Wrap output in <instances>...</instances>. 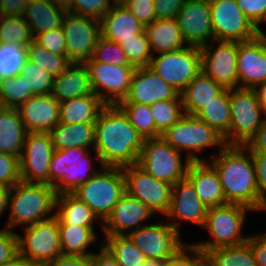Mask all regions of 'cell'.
Segmentation results:
<instances>
[{"mask_svg": "<svg viewBox=\"0 0 266 266\" xmlns=\"http://www.w3.org/2000/svg\"><path fill=\"white\" fill-rule=\"evenodd\" d=\"M145 139L118 105H106L95 122L94 150L100 167H125L138 162Z\"/></svg>", "mask_w": 266, "mask_h": 266, "instance_id": "1", "label": "cell"}, {"mask_svg": "<svg viewBox=\"0 0 266 266\" xmlns=\"http://www.w3.org/2000/svg\"><path fill=\"white\" fill-rule=\"evenodd\" d=\"M218 152L209 163L219 175L226 202L241 204L253 211L266 210V201L258 190L251 151L245 145H225Z\"/></svg>", "mask_w": 266, "mask_h": 266, "instance_id": "2", "label": "cell"}, {"mask_svg": "<svg viewBox=\"0 0 266 266\" xmlns=\"http://www.w3.org/2000/svg\"><path fill=\"white\" fill-rule=\"evenodd\" d=\"M56 197L49 184L19 181L10 190V214L5 227L12 230L18 225L27 227L52 218L55 214H50L56 210Z\"/></svg>", "mask_w": 266, "mask_h": 266, "instance_id": "3", "label": "cell"}, {"mask_svg": "<svg viewBox=\"0 0 266 266\" xmlns=\"http://www.w3.org/2000/svg\"><path fill=\"white\" fill-rule=\"evenodd\" d=\"M250 210L253 211L247 206L234 203L208 208L203 229L209 231L212 240L191 245L205 252L246 243L249 236H243L242 230L246 211Z\"/></svg>", "mask_w": 266, "mask_h": 266, "instance_id": "4", "label": "cell"}, {"mask_svg": "<svg viewBox=\"0 0 266 266\" xmlns=\"http://www.w3.org/2000/svg\"><path fill=\"white\" fill-rule=\"evenodd\" d=\"M101 171L72 193L103 222L126 190L121 167L103 166Z\"/></svg>", "mask_w": 266, "mask_h": 266, "instance_id": "5", "label": "cell"}, {"mask_svg": "<svg viewBox=\"0 0 266 266\" xmlns=\"http://www.w3.org/2000/svg\"><path fill=\"white\" fill-rule=\"evenodd\" d=\"M92 167L85 147L55 150L49 162V185L57 195L72 193L98 172Z\"/></svg>", "mask_w": 266, "mask_h": 266, "instance_id": "6", "label": "cell"}, {"mask_svg": "<svg viewBox=\"0 0 266 266\" xmlns=\"http://www.w3.org/2000/svg\"><path fill=\"white\" fill-rule=\"evenodd\" d=\"M181 153L182 151L173 148L161 136L145 139L137 165L155 179L174 185L186 178L188 167L192 162L186 157L183 163Z\"/></svg>", "mask_w": 266, "mask_h": 266, "instance_id": "7", "label": "cell"}, {"mask_svg": "<svg viewBox=\"0 0 266 266\" xmlns=\"http://www.w3.org/2000/svg\"><path fill=\"white\" fill-rule=\"evenodd\" d=\"M229 132L223 137L226 145H246L263 124L261 103L254 89H229Z\"/></svg>", "mask_w": 266, "mask_h": 266, "instance_id": "8", "label": "cell"}, {"mask_svg": "<svg viewBox=\"0 0 266 266\" xmlns=\"http://www.w3.org/2000/svg\"><path fill=\"white\" fill-rule=\"evenodd\" d=\"M161 137L176 150L189 151L187 157L191 161H203L196 155V151L201 152L204 148L212 146L219 147L220 151L226 145L223 136L214 128L196 116L186 114L170 126Z\"/></svg>", "mask_w": 266, "mask_h": 266, "instance_id": "9", "label": "cell"}, {"mask_svg": "<svg viewBox=\"0 0 266 266\" xmlns=\"http://www.w3.org/2000/svg\"><path fill=\"white\" fill-rule=\"evenodd\" d=\"M23 229L24 237L17 233L18 254L36 266H44L47 262L63 255L56 216Z\"/></svg>", "mask_w": 266, "mask_h": 266, "instance_id": "10", "label": "cell"}, {"mask_svg": "<svg viewBox=\"0 0 266 266\" xmlns=\"http://www.w3.org/2000/svg\"><path fill=\"white\" fill-rule=\"evenodd\" d=\"M174 222L145 225L127 236L147 260L168 261L187 245L180 241L179 220Z\"/></svg>", "mask_w": 266, "mask_h": 266, "instance_id": "11", "label": "cell"}, {"mask_svg": "<svg viewBox=\"0 0 266 266\" xmlns=\"http://www.w3.org/2000/svg\"><path fill=\"white\" fill-rule=\"evenodd\" d=\"M149 67L180 94L202 71L200 48L187 45L158 57L153 55Z\"/></svg>", "mask_w": 266, "mask_h": 266, "instance_id": "12", "label": "cell"}, {"mask_svg": "<svg viewBox=\"0 0 266 266\" xmlns=\"http://www.w3.org/2000/svg\"><path fill=\"white\" fill-rule=\"evenodd\" d=\"M209 3L214 41L246 42L259 35L236 0H209Z\"/></svg>", "mask_w": 266, "mask_h": 266, "instance_id": "13", "label": "cell"}, {"mask_svg": "<svg viewBox=\"0 0 266 266\" xmlns=\"http://www.w3.org/2000/svg\"><path fill=\"white\" fill-rule=\"evenodd\" d=\"M84 64L89 72L93 93L106 105H118L125 99L135 67L97 61H86Z\"/></svg>", "mask_w": 266, "mask_h": 266, "instance_id": "14", "label": "cell"}, {"mask_svg": "<svg viewBox=\"0 0 266 266\" xmlns=\"http://www.w3.org/2000/svg\"><path fill=\"white\" fill-rule=\"evenodd\" d=\"M66 38V57L71 63H85L101 36L100 20L66 12L62 22Z\"/></svg>", "mask_w": 266, "mask_h": 266, "instance_id": "15", "label": "cell"}, {"mask_svg": "<svg viewBox=\"0 0 266 266\" xmlns=\"http://www.w3.org/2000/svg\"><path fill=\"white\" fill-rule=\"evenodd\" d=\"M126 192L143 202L154 214L168 212L172 187L146 173L137 164L122 167Z\"/></svg>", "mask_w": 266, "mask_h": 266, "instance_id": "16", "label": "cell"}, {"mask_svg": "<svg viewBox=\"0 0 266 266\" xmlns=\"http://www.w3.org/2000/svg\"><path fill=\"white\" fill-rule=\"evenodd\" d=\"M218 42L217 48L209 44L200 47L202 72L224 89H237L238 41Z\"/></svg>", "mask_w": 266, "mask_h": 266, "instance_id": "17", "label": "cell"}, {"mask_svg": "<svg viewBox=\"0 0 266 266\" xmlns=\"http://www.w3.org/2000/svg\"><path fill=\"white\" fill-rule=\"evenodd\" d=\"M54 151L49 133L27 132L19 158L21 181L49 184V162Z\"/></svg>", "mask_w": 266, "mask_h": 266, "instance_id": "18", "label": "cell"}, {"mask_svg": "<svg viewBox=\"0 0 266 266\" xmlns=\"http://www.w3.org/2000/svg\"><path fill=\"white\" fill-rule=\"evenodd\" d=\"M258 36L238 42V88L255 89L266 82V34L258 29Z\"/></svg>", "mask_w": 266, "mask_h": 266, "instance_id": "19", "label": "cell"}, {"mask_svg": "<svg viewBox=\"0 0 266 266\" xmlns=\"http://www.w3.org/2000/svg\"><path fill=\"white\" fill-rule=\"evenodd\" d=\"M176 20L186 45L200 48L214 40L209 0H186Z\"/></svg>", "mask_w": 266, "mask_h": 266, "instance_id": "20", "label": "cell"}, {"mask_svg": "<svg viewBox=\"0 0 266 266\" xmlns=\"http://www.w3.org/2000/svg\"><path fill=\"white\" fill-rule=\"evenodd\" d=\"M152 215L154 213L143 202L125 192L107 218L101 222V228L105 236L127 235L147 225L141 223Z\"/></svg>", "mask_w": 266, "mask_h": 266, "instance_id": "21", "label": "cell"}, {"mask_svg": "<svg viewBox=\"0 0 266 266\" xmlns=\"http://www.w3.org/2000/svg\"><path fill=\"white\" fill-rule=\"evenodd\" d=\"M178 95L179 93L150 67H143L135 69L128 95L121 102L150 106L157 101L174 99Z\"/></svg>", "mask_w": 266, "mask_h": 266, "instance_id": "22", "label": "cell"}, {"mask_svg": "<svg viewBox=\"0 0 266 266\" xmlns=\"http://www.w3.org/2000/svg\"><path fill=\"white\" fill-rule=\"evenodd\" d=\"M17 109L27 132L49 133L59 123L60 102L51 94L34 95Z\"/></svg>", "mask_w": 266, "mask_h": 266, "instance_id": "23", "label": "cell"}, {"mask_svg": "<svg viewBox=\"0 0 266 266\" xmlns=\"http://www.w3.org/2000/svg\"><path fill=\"white\" fill-rule=\"evenodd\" d=\"M208 208L201 202L192 183L184 178L172 187V196L168 212L170 218L184 220L203 227Z\"/></svg>", "mask_w": 266, "mask_h": 266, "instance_id": "24", "label": "cell"}, {"mask_svg": "<svg viewBox=\"0 0 266 266\" xmlns=\"http://www.w3.org/2000/svg\"><path fill=\"white\" fill-rule=\"evenodd\" d=\"M186 178L192 183L195 192L207 208L227 204L219 175L207 161H192Z\"/></svg>", "mask_w": 266, "mask_h": 266, "instance_id": "25", "label": "cell"}, {"mask_svg": "<svg viewBox=\"0 0 266 266\" xmlns=\"http://www.w3.org/2000/svg\"><path fill=\"white\" fill-rule=\"evenodd\" d=\"M101 36L117 44L135 39L145 26L124 5H113L100 19Z\"/></svg>", "mask_w": 266, "mask_h": 266, "instance_id": "26", "label": "cell"}, {"mask_svg": "<svg viewBox=\"0 0 266 266\" xmlns=\"http://www.w3.org/2000/svg\"><path fill=\"white\" fill-rule=\"evenodd\" d=\"M50 94L59 102L94 94L86 65L71 63L65 71L54 77Z\"/></svg>", "mask_w": 266, "mask_h": 266, "instance_id": "27", "label": "cell"}, {"mask_svg": "<svg viewBox=\"0 0 266 266\" xmlns=\"http://www.w3.org/2000/svg\"><path fill=\"white\" fill-rule=\"evenodd\" d=\"M224 88L202 71L180 93L184 114L195 116L206 104L214 100Z\"/></svg>", "mask_w": 266, "mask_h": 266, "instance_id": "28", "label": "cell"}, {"mask_svg": "<svg viewBox=\"0 0 266 266\" xmlns=\"http://www.w3.org/2000/svg\"><path fill=\"white\" fill-rule=\"evenodd\" d=\"M26 134L18 109L0 107V152L20 158Z\"/></svg>", "mask_w": 266, "mask_h": 266, "instance_id": "29", "label": "cell"}, {"mask_svg": "<svg viewBox=\"0 0 266 266\" xmlns=\"http://www.w3.org/2000/svg\"><path fill=\"white\" fill-rule=\"evenodd\" d=\"M106 104L95 94L60 102L59 122L64 124L95 123Z\"/></svg>", "mask_w": 266, "mask_h": 266, "instance_id": "30", "label": "cell"}, {"mask_svg": "<svg viewBox=\"0 0 266 266\" xmlns=\"http://www.w3.org/2000/svg\"><path fill=\"white\" fill-rule=\"evenodd\" d=\"M66 11L52 5L48 0L28 2L23 15L33 36L62 27Z\"/></svg>", "mask_w": 266, "mask_h": 266, "instance_id": "31", "label": "cell"}, {"mask_svg": "<svg viewBox=\"0 0 266 266\" xmlns=\"http://www.w3.org/2000/svg\"><path fill=\"white\" fill-rule=\"evenodd\" d=\"M151 50L166 53L182 49L186 44L182 38L176 18L155 19L145 26Z\"/></svg>", "mask_w": 266, "mask_h": 266, "instance_id": "32", "label": "cell"}, {"mask_svg": "<svg viewBox=\"0 0 266 266\" xmlns=\"http://www.w3.org/2000/svg\"><path fill=\"white\" fill-rule=\"evenodd\" d=\"M55 150H65L72 147L94 146L95 123L64 124L58 123L50 132Z\"/></svg>", "mask_w": 266, "mask_h": 266, "instance_id": "33", "label": "cell"}, {"mask_svg": "<svg viewBox=\"0 0 266 266\" xmlns=\"http://www.w3.org/2000/svg\"><path fill=\"white\" fill-rule=\"evenodd\" d=\"M56 209L58 211H56L55 216L58 219V224L93 227L96 219H98L92 210L73 193L57 195Z\"/></svg>", "mask_w": 266, "mask_h": 266, "instance_id": "34", "label": "cell"}, {"mask_svg": "<svg viewBox=\"0 0 266 266\" xmlns=\"http://www.w3.org/2000/svg\"><path fill=\"white\" fill-rule=\"evenodd\" d=\"M60 244L63 255L84 256L92 255L87 248L94 243L96 234L93 227L59 224Z\"/></svg>", "mask_w": 266, "mask_h": 266, "instance_id": "35", "label": "cell"}, {"mask_svg": "<svg viewBox=\"0 0 266 266\" xmlns=\"http://www.w3.org/2000/svg\"><path fill=\"white\" fill-rule=\"evenodd\" d=\"M229 89H224L214 100L206 104L195 116L214 128L223 137L229 132Z\"/></svg>", "mask_w": 266, "mask_h": 266, "instance_id": "36", "label": "cell"}, {"mask_svg": "<svg viewBox=\"0 0 266 266\" xmlns=\"http://www.w3.org/2000/svg\"><path fill=\"white\" fill-rule=\"evenodd\" d=\"M206 266H257L248 242L205 251Z\"/></svg>", "mask_w": 266, "mask_h": 266, "instance_id": "37", "label": "cell"}, {"mask_svg": "<svg viewBox=\"0 0 266 266\" xmlns=\"http://www.w3.org/2000/svg\"><path fill=\"white\" fill-rule=\"evenodd\" d=\"M103 246L120 266H143L147 259L127 235L105 236Z\"/></svg>", "mask_w": 266, "mask_h": 266, "instance_id": "38", "label": "cell"}, {"mask_svg": "<svg viewBox=\"0 0 266 266\" xmlns=\"http://www.w3.org/2000/svg\"><path fill=\"white\" fill-rule=\"evenodd\" d=\"M118 106L128 116L131 125L144 139L160 137L155 128V122L150 111V106L136 102H120Z\"/></svg>", "mask_w": 266, "mask_h": 266, "instance_id": "39", "label": "cell"}, {"mask_svg": "<svg viewBox=\"0 0 266 266\" xmlns=\"http://www.w3.org/2000/svg\"><path fill=\"white\" fill-rule=\"evenodd\" d=\"M27 60L54 77L60 75L71 64L66 55H57L45 49L34 40L26 47Z\"/></svg>", "mask_w": 266, "mask_h": 266, "instance_id": "40", "label": "cell"}, {"mask_svg": "<svg viewBox=\"0 0 266 266\" xmlns=\"http://www.w3.org/2000/svg\"><path fill=\"white\" fill-rule=\"evenodd\" d=\"M150 111L155 122V128L162 135L184 115L181 94L174 99L153 103L150 105Z\"/></svg>", "mask_w": 266, "mask_h": 266, "instance_id": "41", "label": "cell"}, {"mask_svg": "<svg viewBox=\"0 0 266 266\" xmlns=\"http://www.w3.org/2000/svg\"><path fill=\"white\" fill-rule=\"evenodd\" d=\"M34 40L23 16H3L0 22V42L27 47Z\"/></svg>", "mask_w": 266, "mask_h": 266, "instance_id": "42", "label": "cell"}, {"mask_svg": "<svg viewBox=\"0 0 266 266\" xmlns=\"http://www.w3.org/2000/svg\"><path fill=\"white\" fill-rule=\"evenodd\" d=\"M28 92L26 79L19 74L15 77L0 78V107L18 108L34 96Z\"/></svg>", "mask_w": 266, "mask_h": 266, "instance_id": "43", "label": "cell"}, {"mask_svg": "<svg viewBox=\"0 0 266 266\" xmlns=\"http://www.w3.org/2000/svg\"><path fill=\"white\" fill-rule=\"evenodd\" d=\"M26 61V47L0 42V78L19 75Z\"/></svg>", "mask_w": 266, "mask_h": 266, "instance_id": "44", "label": "cell"}, {"mask_svg": "<svg viewBox=\"0 0 266 266\" xmlns=\"http://www.w3.org/2000/svg\"><path fill=\"white\" fill-rule=\"evenodd\" d=\"M128 63L135 68L149 67L153 54L145 30L135 39L125 40L120 44Z\"/></svg>", "mask_w": 266, "mask_h": 266, "instance_id": "45", "label": "cell"}, {"mask_svg": "<svg viewBox=\"0 0 266 266\" xmlns=\"http://www.w3.org/2000/svg\"><path fill=\"white\" fill-rule=\"evenodd\" d=\"M20 75L23 79H26L28 92H33L35 95L51 93L54 76L35 63L27 60L22 67Z\"/></svg>", "mask_w": 266, "mask_h": 266, "instance_id": "46", "label": "cell"}, {"mask_svg": "<svg viewBox=\"0 0 266 266\" xmlns=\"http://www.w3.org/2000/svg\"><path fill=\"white\" fill-rule=\"evenodd\" d=\"M88 61H97L105 64L131 66L120 44L100 36L92 57Z\"/></svg>", "mask_w": 266, "mask_h": 266, "instance_id": "47", "label": "cell"}, {"mask_svg": "<svg viewBox=\"0 0 266 266\" xmlns=\"http://www.w3.org/2000/svg\"><path fill=\"white\" fill-rule=\"evenodd\" d=\"M111 0H72L70 12L100 20L113 5Z\"/></svg>", "mask_w": 266, "mask_h": 266, "instance_id": "48", "label": "cell"}, {"mask_svg": "<svg viewBox=\"0 0 266 266\" xmlns=\"http://www.w3.org/2000/svg\"><path fill=\"white\" fill-rule=\"evenodd\" d=\"M21 181L19 157L0 152V185L13 187Z\"/></svg>", "mask_w": 266, "mask_h": 266, "instance_id": "49", "label": "cell"}, {"mask_svg": "<svg viewBox=\"0 0 266 266\" xmlns=\"http://www.w3.org/2000/svg\"><path fill=\"white\" fill-rule=\"evenodd\" d=\"M34 41L54 54L66 55V38L62 27L35 35Z\"/></svg>", "mask_w": 266, "mask_h": 266, "instance_id": "50", "label": "cell"}, {"mask_svg": "<svg viewBox=\"0 0 266 266\" xmlns=\"http://www.w3.org/2000/svg\"><path fill=\"white\" fill-rule=\"evenodd\" d=\"M190 252V255L187 253ZM192 255V257H190ZM168 266H206L205 253L187 243L175 256L168 260Z\"/></svg>", "mask_w": 266, "mask_h": 266, "instance_id": "51", "label": "cell"}, {"mask_svg": "<svg viewBox=\"0 0 266 266\" xmlns=\"http://www.w3.org/2000/svg\"><path fill=\"white\" fill-rule=\"evenodd\" d=\"M236 3L246 17L259 29L261 22L266 20V0H236Z\"/></svg>", "mask_w": 266, "mask_h": 266, "instance_id": "52", "label": "cell"}, {"mask_svg": "<svg viewBox=\"0 0 266 266\" xmlns=\"http://www.w3.org/2000/svg\"><path fill=\"white\" fill-rule=\"evenodd\" d=\"M18 255L17 233L6 227L0 230V265Z\"/></svg>", "mask_w": 266, "mask_h": 266, "instance_id": "53", "label": "cell"}, {"mask_svg": "<svg viewBox=\"0 0 266 266\" xmlns=\"http://www.w3.org/2000/svg\"><path fill=\"white\" fill-rule=\"evenodd\" d=\"M154 3V0H129L124 6L146 26L156 19Z\"/></svg>", "mask_w": 266, "mask_h": 266, "instance_id": "54", "label": "cell"}, {"mask_svg": "<svg viewBox=\"0 0 266 266\" xmlns=\"http://www.w3.org/2000/svg\"><path fill=\"white\" fill-rule=\"evenodd\" d=\"M156 19L176 18L186 0H154Z\"/></svg>", "mask_w": 266, "mask_h": 266, "instance_id": "55", "label": "cell"}, {"mask_svg": "<svg viewBox=\"0 0 266 266\" xmlns=\"http://www.w3.org/2000/svg\"><path fill=\"white\" fill-rule=\"evenodd\" d=\"M260 196L266 201V153L251 152Z\"/></svg>", "mask_w": 266, "mask_h": 266, "instance_id": "56", "label": "cell"}, {"mask_svg": "<svg viewBox=\"0 0 266 266\" xmlns=\"http://www.w3.org/2000/svg\"><path fill=\"white\" fill-rule=\"evenodd\" d=\"M44 266H93L92 255H61L47 262Z\"/></svg>", "mask_w": 266, "mask_h": 266, "instance_id": "57", "label": "cell"}, {"mask_svg": "<svg viewBox=\"0 0 266 266\" xmlns=\"http://www.w3.org/2000/svg\"><path fill=\"white\" fill-rule=\"evenodd\" d=\"M247 242L251 246L257 266H266V233L260 236H249Z\"/></svg>", "mask_w": 266, "mask_h": 266, "instance_id": "58", "label": "cell"}, {"mask_svg": "<svg viewBox=\"0 0 266 266\" xmlns=\"http://www.w3.org/2000/svg\"><path fill=\"white\" fill-rule=\"evenodd\" d=\"M28 0H0L3 16H23Z\"/></svg>", "mask_w": 266, "mask_h": 266, "instance_id": "59", "label": "cell"}, {"mask_svg": "<svg viewBox=\"0 0 266 266\" xmlns=\"http://www.w3.org/2000/svg\"><path fill=\"white\" fill-rule=\"evenodd\" d=\"M251 152L266 153V120L263 121L261 127L256 134L245 145Z\"/></svg>", "mask_w": 266, "mask_h": 266, "instance_id": "60", "label": "cell"}, {"mask_svg": "<svg viewBox=\"0 0 266 266\" xmlns=\"http://www.w3.org/2000/svg\"><path fill=\"white\" fill-rule=\"evenodd\" d=\"M92 263L93 266H120L104 246H101L98 254H92Z\"/></svg>", "mask_w": 266, "mask_h": 266, "instance_id": "61", "label": "cell"}, {"mask_svg": "<svg viewBox=\"0 0 266 266\" xmlns=\"http://www.w3.org/2000/svg\"><path fill=\"white\" fill-rule=\"evenodd\" d=\"M10 190V187L0 185V215L8 208Z\"/></svg>", "mask_w": 266, "mask_h": 266, "instance_id": "62", "label": "cell"}, {"mask_svg": "<svg viewBox=\"0 0 266 266\" xmlns=\"http://www.w3.org/2000/svg\"><path fill=\"white\" fill-rule=\"evenodd\" d=\"M0 266H36V265L30 262L29 260H27L25 257L18 254L12 260Z\"/></svg>", "mask_w": 266, "mask_h": 266, "instance_id": "63", "label": "cell"}, {"mask_svg": "<svg viewBox=\"0 0 266 266\" xmlns=\"http://www.w3.org/2000/svg\"><path fill=\"white\" fill-rule=\"evenodd\" d=\"M52 5L70 12L72 0H48Z\"/></svg>", "mask_w": 266, "mask_h": 266, "instance_id": "64", "label": "cell"}, {"mask_svg": "<svg viewBox=\"0 0 266 266\" xmlns=\"http://www.w3.org/2000/svg\"><path fill=\"white\" fill-rule=\"evenodd\" d=\"M254 90L257 93L259 101H266V82L257 86Z\"/></svg>", "mask_w": 266, "mask_h": 266, "instance_id": "65", "label": "cell"}, {"mask_svg": "<svg viewBox=\"0 0 266 266\" xmlns=\"http://www.w3.org/2000/svg\"><path fill=\"white\" fill-rule=\"evenodd\" d=\"M143 266H168V261L147 260Z\"/></svg>", "mask_w": 266, "mask_h": 266, "instance_id": "66", "label": "cell"}, {"mask_svg": "<svg viewBox=\"0 0 266 266\" xmlns=\"http://www.w3.org/2000/svg\"><path fill=\"white\" fill-rule=\"evenodd\" d=\"M129 0H114L112 5H125Z\"/></svg>", "mask_w": 266, "mask_h": 266, "instance_id": "67", "label": "cell"}, {"mask_svg": "<svg viewBox=\"0 0 266 266\" xmlns=\"http://www.w3.org/2000/svg\"><path fill=\"white\" fill-rule=\"evenodd\" d=\"M260 103H261V110L266 115V101H260ZM263 119L266 120V118Z\"/></svg>", "mask_w": 266, "mask_h": 266, "instance_id": "68", "label": "cell"}, {"mask_svg": "<svg viewBox=\"0 0 266 266\" xmlns=\"http://www.w3.org/2000/svg\"><path fill=\"white\" fill-rule=\"evenodd\" d=\"M2 17H3V14H2L1 9H0V22H1Z\"/></svg>", "mask_w": 266, "mask_h": 266, "instance_id": "69", "label": "cell"}, {"mask_svg": "<svg viewBox=\"0 0 266 266\" xmlns=\"http://www.w3.org/2000/svg\"><path fill=\"white\" fill-rule=\"evenodd\" d=\"M37 1H41V0H28V2H37Z\"/></svg>", "mask_w": 266, "mask_h": 266, "instance_id": "70", "label": "cell"}]
</instances>
